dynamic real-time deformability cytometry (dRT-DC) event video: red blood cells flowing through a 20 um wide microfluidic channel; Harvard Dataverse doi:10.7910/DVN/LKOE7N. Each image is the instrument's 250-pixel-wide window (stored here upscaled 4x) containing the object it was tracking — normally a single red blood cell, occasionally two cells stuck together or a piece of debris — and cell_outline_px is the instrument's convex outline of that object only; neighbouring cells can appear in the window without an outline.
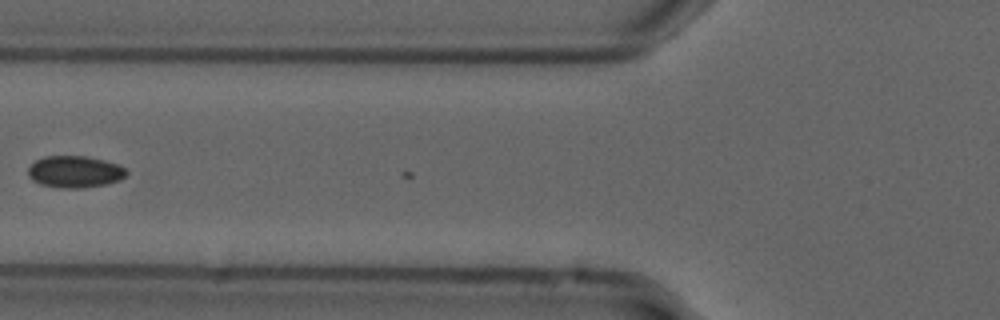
{"species": "common noctule bat (a hibernating species)", "species_latin": "Nyctalus noctula", "temperature_condition": "cold", "stored_images_in_passage": 4, "camera_frame_rate_fps": 3000, "um_per_image_px": 0.085, "animal": {"sex": "male", "forearm_length_mm": 52.5}, "frame": {"image": 1, "passage_image": 3, "time_ms": 0.667, "image_size_px": [1000, 320], "cell_outline_px": [[128, 172], [120, 180], [108, 184], [84, 188], [64, 188], [40, 184], [32, 180], [28, 176], [28, 168], [36, 160], [44, 156], [88, 156], [104, 160], [116, 164], [124, 168]], "centroid_in_image_um": [6.35, 14.6], "position_along_channel_um": 119.4, "area_um2": 18.26}}